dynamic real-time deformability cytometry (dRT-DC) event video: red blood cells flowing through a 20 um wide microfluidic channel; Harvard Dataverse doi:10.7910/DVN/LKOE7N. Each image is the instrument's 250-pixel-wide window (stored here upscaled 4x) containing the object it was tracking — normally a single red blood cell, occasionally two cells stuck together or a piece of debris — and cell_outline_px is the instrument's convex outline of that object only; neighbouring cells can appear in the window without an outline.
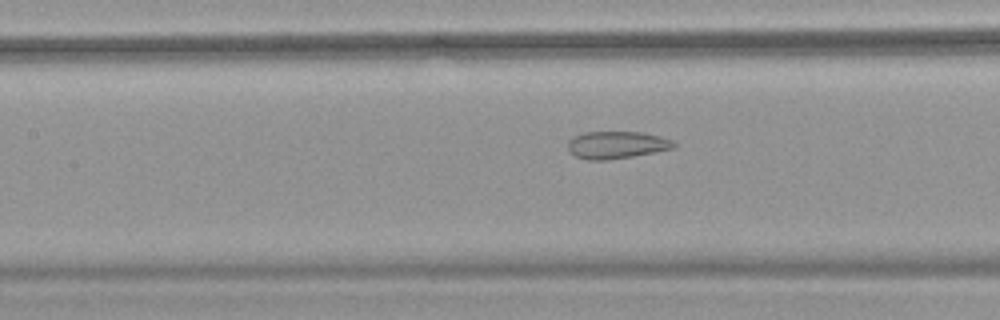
{"species": "common noctule bat (a hibernating species)", "species_latin": "Nyctalus noctula", "temperature_condition": "warm", "stored_images_in_passage": 55, "segment_of_instrument_passage": [2, 2], "camera_frame_rate_fps": 3000, "um_per_image_px": 0.085, "animal": {"sex": "female", "body_mass_g": 18.4}, "frame": {"image": 1, "passage_image": 26, "time_ms": 8.333, "image_size_px": [1000, 320], "cell_outline_px": [[676, 148], [632, 156], [608, 160], [588, 160], [576, 156], [568, 148], [568, 140], [572, 136], [584, 132], [644, 132], [660, 136], [672, 140], [676, 144]], "centroid_in_image_um": [52.42, 12.31], "position_along_channel_um": 155.0, "area_um2": 16.94}}
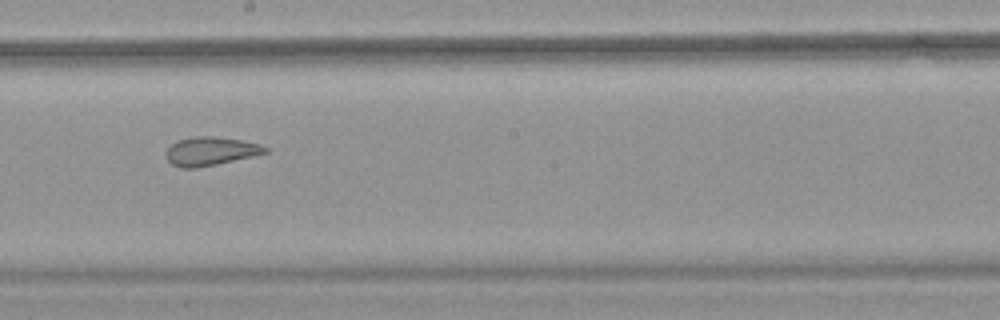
{"frame": {"image": 2, "passage_image": 32, "time_ms": 10.333, "image_size_px": [1000, 320], "cell_outline_px": [[268, 152], [252, 156], [216, 164], [196, 168], [180, 168], [172, 164], [164, 156], [164, 152], [176, 140], [196, 136], [212, 136], [240, 140], [260, 144], [268, 148]], "centroid_in_image_um": [17.84, 12.85], "position_along_channel_um": 230.4, "area_um2": 16.47}}
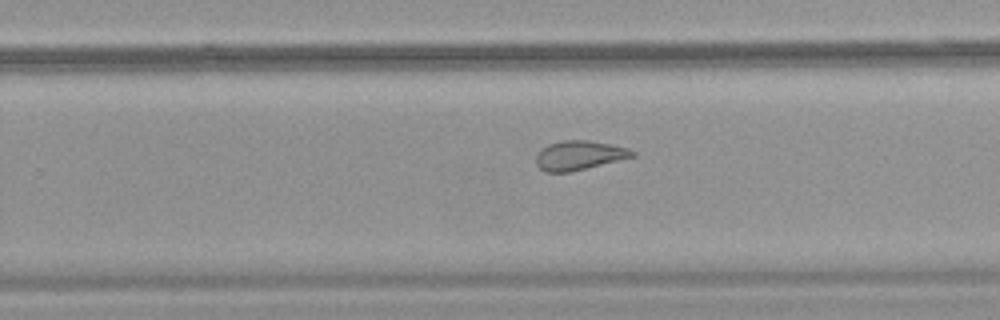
{"frame": {"image": 3, "passage_image": 36, "time_ms": 11.667, "image_size_px": [1000, 320], "cell_outline_px": [[636, 156], [568, 172], [544, 172], [536, 164], [536, 156], [548, 144], [564, 140], [588, 140], [628, 148], [636, 152]], "centroid_in_image_um": [49.23, 13.2], "position_along_channel_um": 280.6, "area_um2": 16.13}}